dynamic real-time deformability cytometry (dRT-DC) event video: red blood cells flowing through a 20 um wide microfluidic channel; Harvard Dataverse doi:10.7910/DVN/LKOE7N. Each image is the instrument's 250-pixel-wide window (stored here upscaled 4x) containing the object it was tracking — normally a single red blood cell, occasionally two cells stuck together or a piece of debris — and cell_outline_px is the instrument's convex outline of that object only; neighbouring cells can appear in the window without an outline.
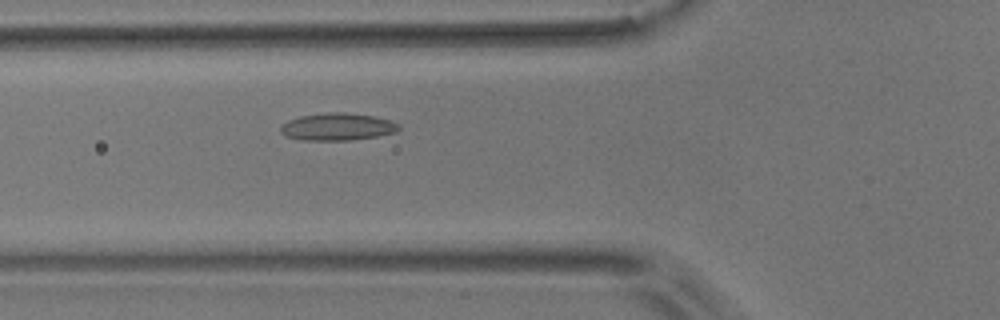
{"species": "common noctule bat (a hibernating species)", "species_latin": "Nyctalus noctula", "temperature_condition": "room temperature", "stored_images_in_passage": 23, "camera_frame_rate_fps": 3000, "um_per_image_px": 0.085, "animal": {"sex": "male", "body_mass_g": 17.9}, "frame": {"image": 1, "passage_image": 9, "time_ms": 2.667, "image_size_px": [1000, 320], "cell_outline_px": [[400, 128], [396, 132], [376, 136], [348, 140], [300, 140], [284, 136], [280, 132], [280, 128], [288, 120], [300, 116], [328, 112], [344, 112], [372, 116], [388, 120], [400, 124]], "centroid_in_image_um": [28.65, 10.78], "position_along_channel_um": 97.2, "area_um2": 18.73}}
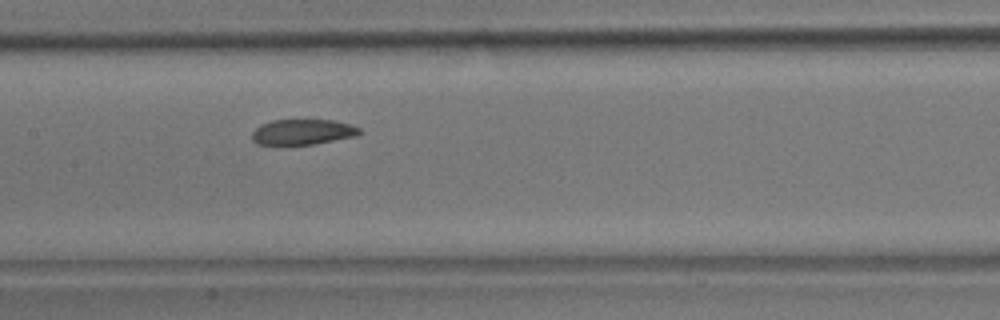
{"frame": {"image": 2, "passage_image": 16, "time_ms": 5.0, "image_size_px": [1000, 320], "cell_outline_px": [[360, 132], [356, 136], [316, 144], [256, 144], [252, 140], [252, 132], [260, 124], [272, 120], [332, 120], [352, 124], [360, 128]], "centroid_in_image_um": [25.73, 11.21], "position_along_channel_um": 181.7, "area_um2": 15.95}}
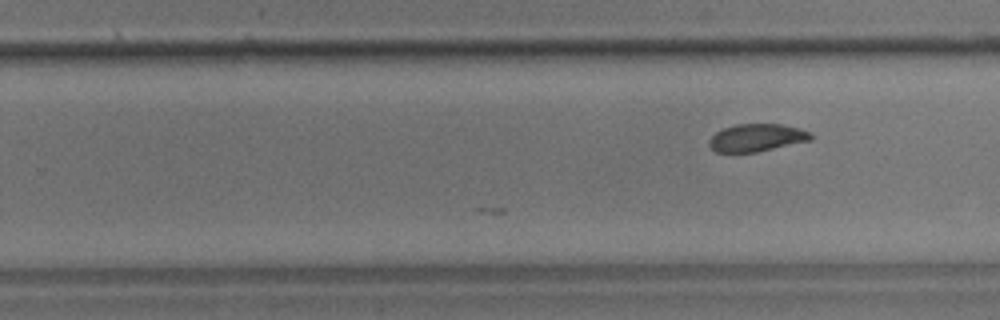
{"frame": {"image": 3, "passage_image": 23, "time_ms": 7.333, "image_size_px": [1000, 320], "cell_outline_px": [[812, 140], [756, 152], [716, 152], [708, 144], [708, 140], [716, 132], [724, 128], [736, 124], [780, 124], [800, 128], [812, 132]], "centroid_in_image_um": [64.34, 11.7], "position_along_channel_um": 265.5, "area_um2": 16.36}}